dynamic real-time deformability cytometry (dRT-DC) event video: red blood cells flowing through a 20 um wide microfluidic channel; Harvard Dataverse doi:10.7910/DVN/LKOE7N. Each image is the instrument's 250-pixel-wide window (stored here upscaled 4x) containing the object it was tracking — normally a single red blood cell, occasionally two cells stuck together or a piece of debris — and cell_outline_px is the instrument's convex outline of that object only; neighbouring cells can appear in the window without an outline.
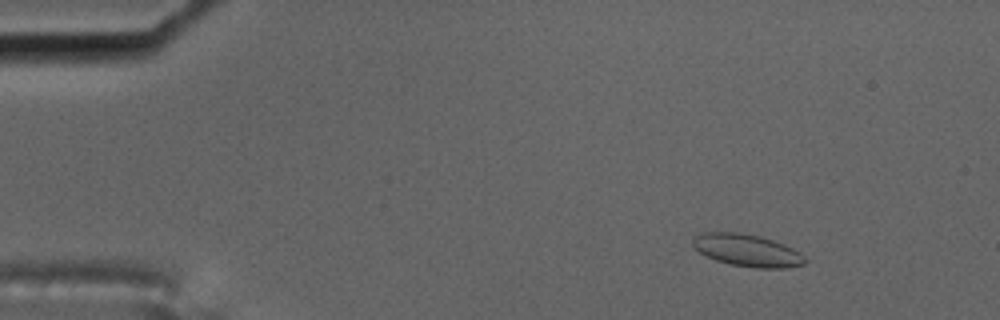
{"species": "common noctule bat (a hibernating species)", "species_latin": "Nyctalus noctula", "temperature_condition": "cold", "stored_images_in_passage": 51, "camera_frame_rate_fps": 3000, "um_per_image_px": 0.085, "animal": {"sex": "male", "body_mass_g": 17.5, "forearm_length_mm": 52.3}, "frame": {"image": 1, "passage_image": 1, "time_ms": 0.0, "image_size_px": [1000, 320], "cell_outline_px": [[808, 260], [804, 264], [784, 268], [756, 268], [732, 264], [716, 260], [700, 252], [692, 244], [692, 236], [700, 232], [740, 232], [760, 236], [784, 244], [800, 252]], "centroid_in_image_um": [63.5, 21.26], "position_along_channel_um": 21.5, "area_um2": 21.1}}
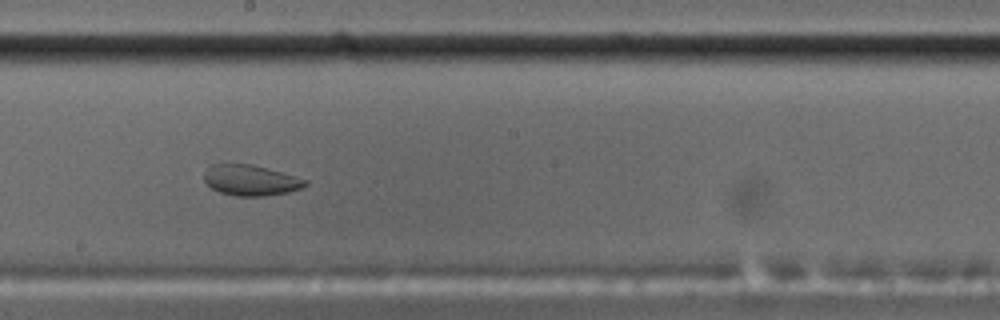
{"frame": {"image": 2, "passage_image": 26, "time_ms": 8.333, "image_size_px": [1000, 320], "cell_outline_px": [[308, 184], [300, 188], [288, 192], [264, 196], [236, 196], [220, 192], [212, 188], [204, 180], [204, 172], [212, 164], [252, 164], [308, 180]], "centroid_in_image_um": [21.29, 15.32], "position_along_channel_um": 226.9, "area_um2": 17.86}}
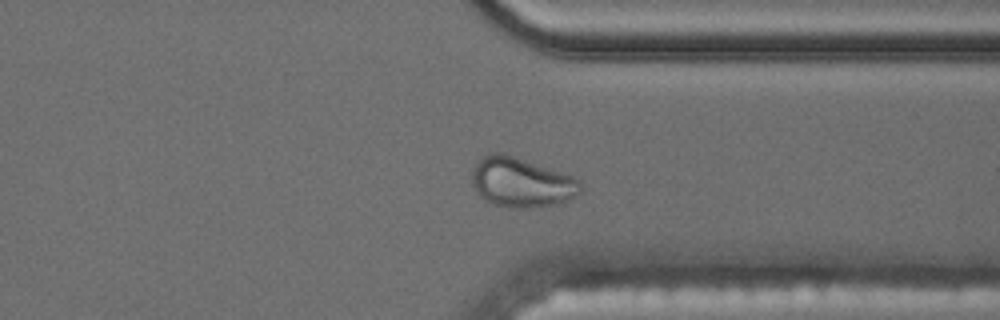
{"frame": {"image": 3, "passage_image": 38, "time_ms": 12.333, "image_size_px": [1000, 320], "cell_outline_px": [[584, 188], [580, 192], [568, 200], [556, 204], [524, 208], [512, 208], [492, 204], [480, 196], [472, 184], [472, 172], [476, 164], [488, 152], [504, 152], [564, 172], [580, 180]], "centroid_in_image_um": [44.34, 15.48], "position_along_channel_um": 367.1, "area_um2": 31.73}}